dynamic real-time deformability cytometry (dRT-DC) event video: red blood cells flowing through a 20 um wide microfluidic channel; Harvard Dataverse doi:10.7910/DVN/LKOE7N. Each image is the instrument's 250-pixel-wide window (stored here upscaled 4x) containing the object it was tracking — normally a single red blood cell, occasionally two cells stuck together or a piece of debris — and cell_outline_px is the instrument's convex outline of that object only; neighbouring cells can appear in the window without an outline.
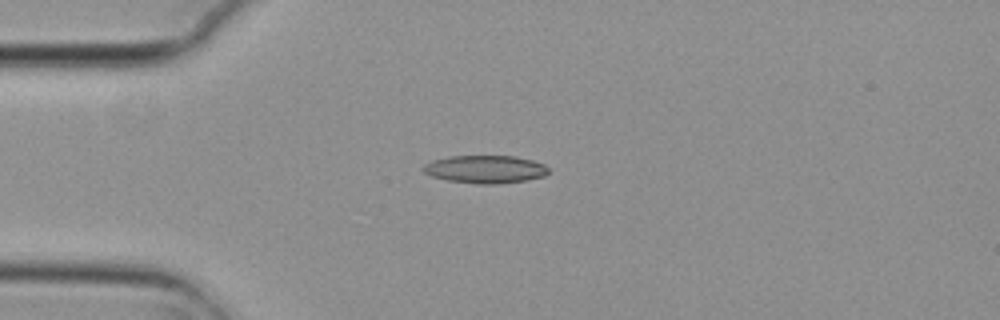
{"species": "common noctule bat (a hibernating species)", "species_latin": "Nyctalus noctula", "temperature_condition": "cold", "stored_images_in_passage": 8, "segment_of_instrument_passage": [1, 2], "camera_frame_rate_fps": 3000, "um_per_image_px": 0.085, "animal": {"sex": "female", "body_mass_g": 29.2, "forearm_length_mm": 56.3}, "frame": {"image": 1, "passage_image": 3, "time_ms": 0.667, "image_size_px": [1000, 320], "cell_outline_px": [[548, 172], [544, 176], [524, 180], [500, 184], [476, 184], [448, 180], [432, 176], [424, 172], [424, 164], [432, 160], [448, 156], [516, 156], [532, 160], [544, 164], [548, 168]], "centroid_in_image_um": [41.25, 14.38], "position_along_channel_um": 43.8, "area_um2": 20.29}}